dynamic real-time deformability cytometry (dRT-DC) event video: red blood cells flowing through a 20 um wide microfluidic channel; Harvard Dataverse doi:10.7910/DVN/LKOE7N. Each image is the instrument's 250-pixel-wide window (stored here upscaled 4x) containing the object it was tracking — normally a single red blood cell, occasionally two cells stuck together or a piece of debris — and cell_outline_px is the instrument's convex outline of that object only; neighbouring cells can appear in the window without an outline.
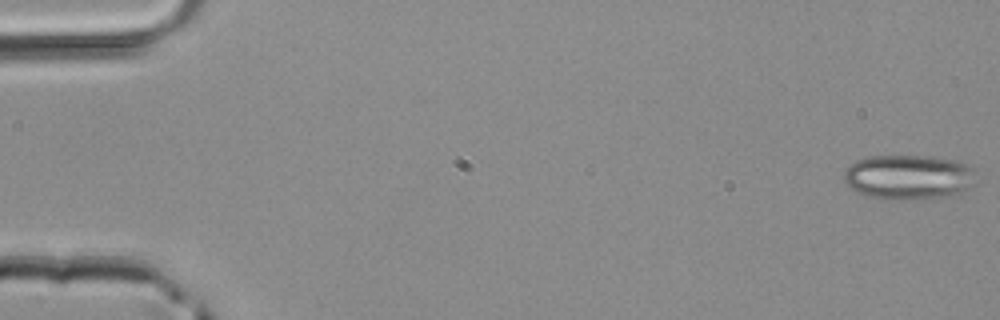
{"species": "common noctule bat (a hibernating species)", "species_latin": "Nyctalus noctula", "temperature_condition": "room temperature", "stored_images_in_passage": 46, "camera_frame_rate_fps": 3000, "um_per_image_px": 0.085, "animal": {"sex": "male", "body_mass_g": 20.4}, "frame": {"image": 1, "passage_image": 1, "time_ms": 0.0, "image_size_px": [1000, 320], "cell_outline_px": [[976, 184], [964, 192], [956, 196], [912, 200], [884, 200], [868, 196], [856, 192], [844, 180], [844, 172], [856, 160], [872, 156], [924, 156], [952, 160], [964, 164], [972, 168]], "centroid_in_image_um": [77.26, 15.09], "position_along_channel_um": 7.7, "area_um2": 34.8}}
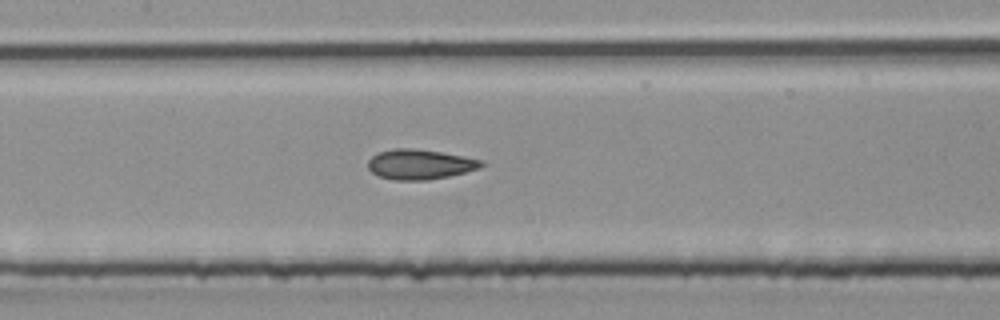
{"frame": {"image": 2, "passage_image": 22, "time_ms": 7.0, "image_size_px": [1000, 320], "cell_outline_px": [[488, 164], [480, 168], [448, 176], [428, 180], [392, 180], [380, 176], [372, 172], [368, 168], [368, 160], [372, 156], [380, 152], [396, 148], [412, 148], [440, 152], [464, 156], [484, 160]], "centroid_in_image_um": [35.73, 13.97], "position_along_channel_um": 171.7, "area_um2": 19.83}}
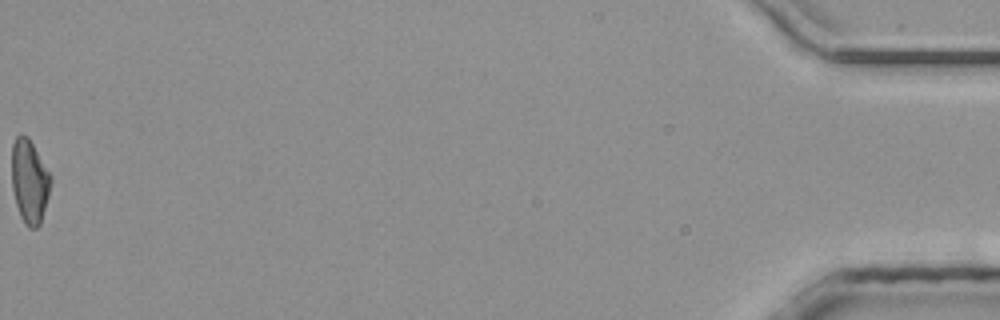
{"frame": {"image": 3, "passage_image": 46, "time_ms": 15.0, "image_size_px": [1000, 320], "cell_outline_px": [[52, 180], [48, 196], [40, 224], [36, 228], [28, 228], [24, 224], [20, 216], [16, 204], [12, 188], [12, 144], [16, 136], [20, 132], [28, 136], [52, 176]], "centroid_in_image_um": [2.5, 15.39], "position_along_channel_um": 432.7, "area_um2": 19.19}}